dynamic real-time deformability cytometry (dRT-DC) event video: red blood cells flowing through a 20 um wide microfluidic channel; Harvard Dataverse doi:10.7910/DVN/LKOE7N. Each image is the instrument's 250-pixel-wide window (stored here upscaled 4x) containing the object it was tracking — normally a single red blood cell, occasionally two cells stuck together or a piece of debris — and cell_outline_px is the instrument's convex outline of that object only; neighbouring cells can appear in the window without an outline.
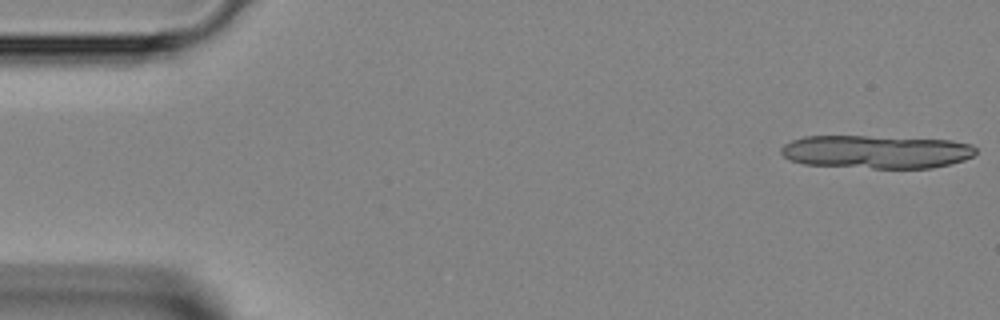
{"species": "Egyptian fruit bat (a non-hibernating species)", "species_latin": "Rousettus aegyptiacus", "temperature_condition": "room temperature", "stored_images_in_passage": 10, "camera_frame_rate_fps": 3000, "um_per_image_px": 0.085, "animal": {"sex": "female"}, "frame": {"image": 1, "passage_image": 1, "time_ms": 0.0, "image_size_px": [1000, 320], "cell_outline_px": [[976, 152], [972, 156], [964, 160], [932, 168], [872, 168], [804, 164], [788, 160], [780, 152], [780, 148], [784, 144], [792, 140], [804, 136], [868, 136], [952, 140], [972, 144], [976, 148]], "centroid_in_image_um": [74.47, 12.9], "position_along_channel_um": 10.5, "area_um2": 37.86}}